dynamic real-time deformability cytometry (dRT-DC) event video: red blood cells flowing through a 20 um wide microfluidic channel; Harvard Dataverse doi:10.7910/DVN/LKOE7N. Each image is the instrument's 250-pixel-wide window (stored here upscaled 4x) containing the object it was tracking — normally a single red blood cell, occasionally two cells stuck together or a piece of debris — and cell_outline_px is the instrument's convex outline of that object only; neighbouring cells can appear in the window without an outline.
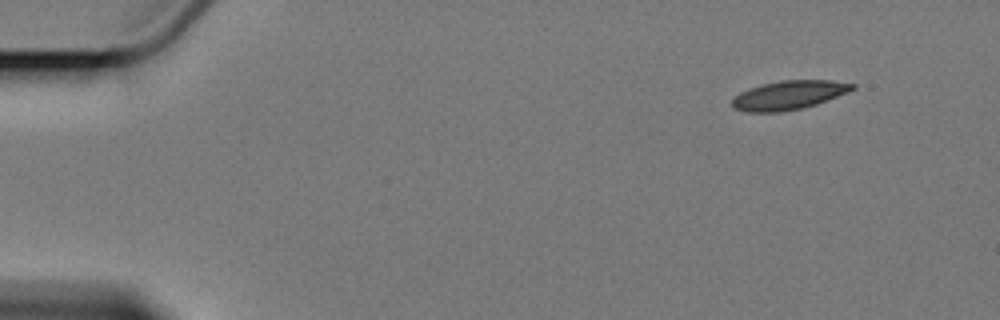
{"species": "Egyptian fruit bat (a non-hibernating species)", "species_latin": "Rousettus aegyptiacus", "temperature_condition": "cold", "stored_images_in_passage": 8, "camera_frame_rate_fps": 3000, "um_per_image_px": 0.085, "animal": {"sex": "female"}, "frame": {"image": 1, "passage_image": 1, "time_ms": 0.0, "image_size_px": [1000, 320], "cell_outline_px": [[856, 88], [848, 92], [816, 104], [804, 108], [780, 112], [748, 112], [732, 108], [732, 100], [740, 92], [764, 84], [780, 80], [832, 80], [856, 84]], "centroid_in_image_um": [67.07, 8.09], "position_along_channel_um": 17.9, "area_um2": 20.17}}
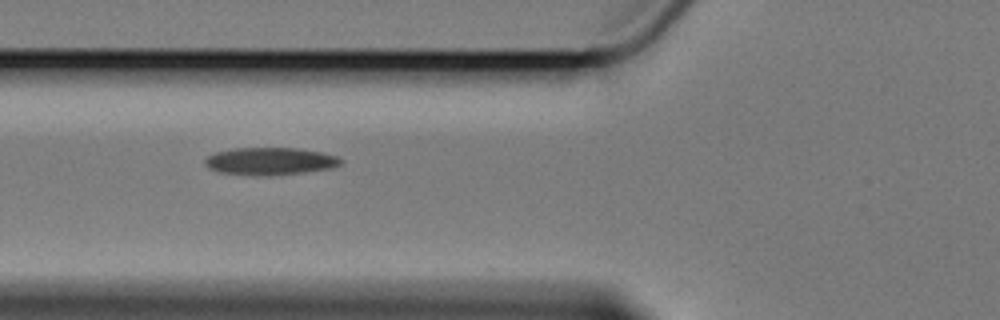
{"frame": {"image": 2, "passage_image": 6, "time_ms": 5.667, "image_size_px": [1000, 320], "cell_outline_px": [[344, 160], [340, 164], [328, 168], [304, 172], [272, 176], [252, 176], [220, 172], [208, 168], [204, 164], [204, 160], [212, 152], [236, 148], [296, 148], [324, 152], [336, 156]], "centroid_in_image_um": [22.91, 13.7], "position_along_channel_um": 102.9, "area_um2": 21.96}}
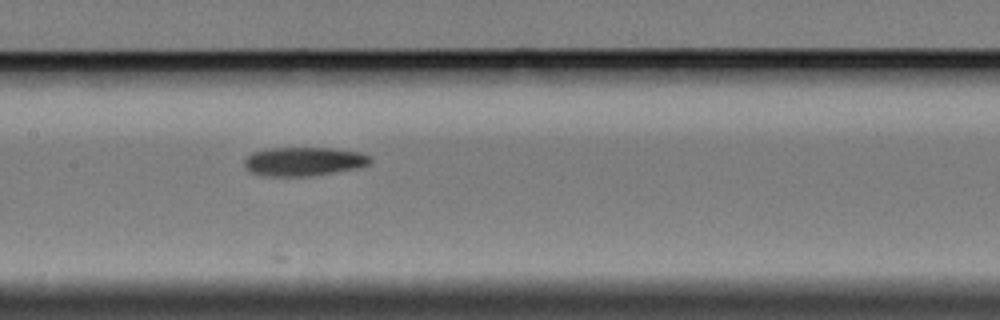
{"frame": {"image": 3, "passage_image": 8, "time_ms": 8.0, "image_size_px": [1000, 320], "cell_outline_px": [[372, 164], [356, 168], [312, 176], [264, 176], [248, 172], [244, 168], [244, 160], [252, 152], [268, 148], [332, 148], [360, 152], [368, 156], [372, 160]], "centroid_in_image_um": [25.78, 13.73], "position_along_channel_um": 181.6, "area_um2": 21.33}}